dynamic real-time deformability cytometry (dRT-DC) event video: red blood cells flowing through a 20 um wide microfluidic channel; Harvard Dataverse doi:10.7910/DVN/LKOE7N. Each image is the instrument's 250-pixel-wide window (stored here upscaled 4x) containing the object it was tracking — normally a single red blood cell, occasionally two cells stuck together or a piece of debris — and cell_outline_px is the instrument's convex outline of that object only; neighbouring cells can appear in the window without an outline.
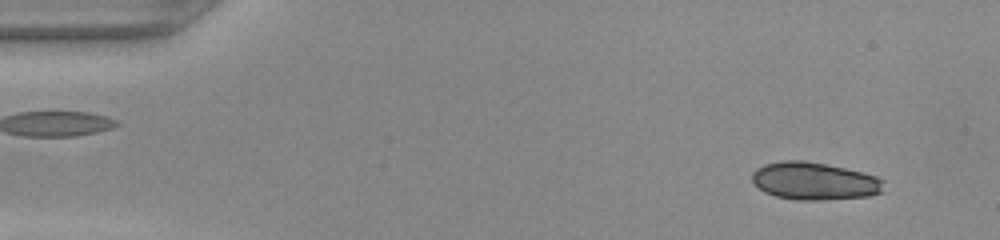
{"species": "common noctule bat (a hibernating species)", "species_latin": "Nyctalus noctula", "temperature_condition": "warm", "stored_images_in_passage": 48, "camera_frame_rate_fps": 3000, "um_per_image_px": 0.085, "animal": {"sex": "female", "body_mass_g": 22.0, "forearm_length_mm": 56.7}, "frame": {"image": 1, "passage_image": 3, "time_ms": 0.667, "image_size_px": [1000, 240], "cell_outline_px": [[884, 180], [880, 192], [868, 196], [820, 200], [796, 200], [776, 196], [764, 192], [752, 180], [752, 172], [756, 168], [764, 164], [784, 160], [804, 160], [844, 168], [876, 176]], "centroid_in_image_um": [69.18, 15.39], "position_along_channel_um": 15.8, "area_um2": 28.61}}
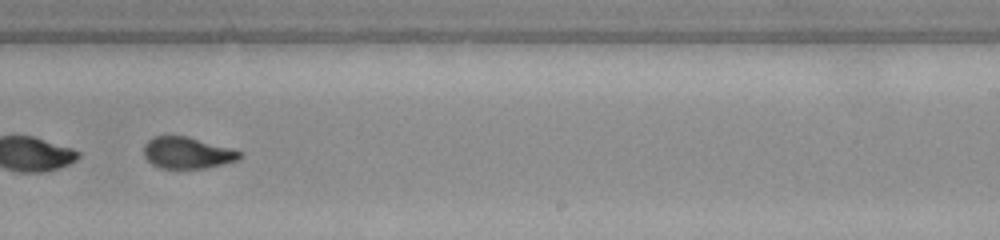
{"frame": {"image": 2, "passage_image": 30, "time_ms": 9.667, "image_size_px": [1000, 240], "cell_outline_px": [[244, 152], [236, 160], [224, 164], [208, 168], [160, 168], [152, 164], [144, 156], [144, 144], [152, 136], [188, 136], [232, 148]], "centroid_in_image_um": [15.92, 12.98], "position_along_channel_um": 273.1, "area_um2": 17.74}}
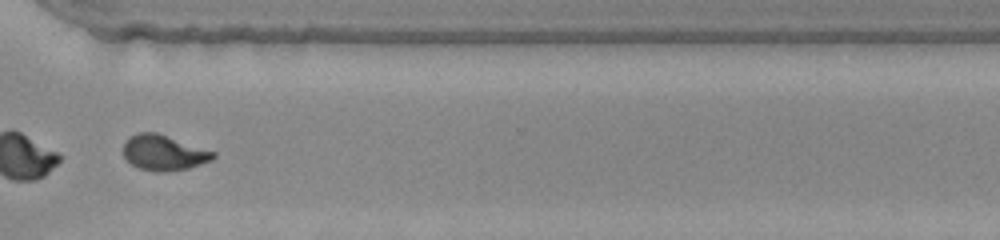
{"frame": {"image": 3, "passage_image": 36, "time_ms": 11.667, "image_size_px": [1000, 240], "cell_outline_px": [[216, 156], [212, 160], [188, 168], [164, 172], [156, 172], [140, 168], [132, 164], [124, 156], [124, 144], [132, 136], [140, 132], [156, 132], [216, 152]], "centroid_in_image_um": [13.95, 12.99], "position_along_channel_um": 356.7, "area_um2": 18.26}}